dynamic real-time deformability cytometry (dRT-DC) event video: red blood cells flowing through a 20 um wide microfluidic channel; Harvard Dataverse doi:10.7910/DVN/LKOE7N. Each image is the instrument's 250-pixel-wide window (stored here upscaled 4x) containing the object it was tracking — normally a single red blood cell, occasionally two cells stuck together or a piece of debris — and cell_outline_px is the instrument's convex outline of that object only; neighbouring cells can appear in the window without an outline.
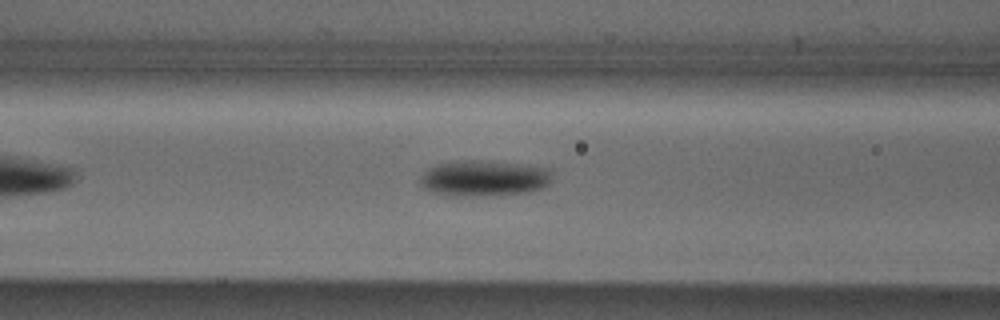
{"species": "Egyptian fruit bat (a non-hibernating species)", "species_latin": "Rousettus aegyptiacus", "temperature_condition": "cold", "stored_images_in_passage": 32, "camera_frame_rate_fps": 3000, "um_per_image_px": 0.085, "animal": {"sex": "male"}, "frame": {"image": 1, "passage_image": 7, "time_ms": 2.0, "image_size_px": [1000, 320], "cell_outline_px": [[552, 180], [548, 184], [540, 188], [524, 192], [472, 196], [452, 196], [432, 192], [424, 188], [420, 180], [420, 176], [428, 168], [436, 164], [456, 160], [492, 160], [528, 164], [548, 168], [552, 172]], "centroid_in_image_um": [41.14, 15.11], "position_along_channel_um": 125.5, "area_um2": 27.92}}
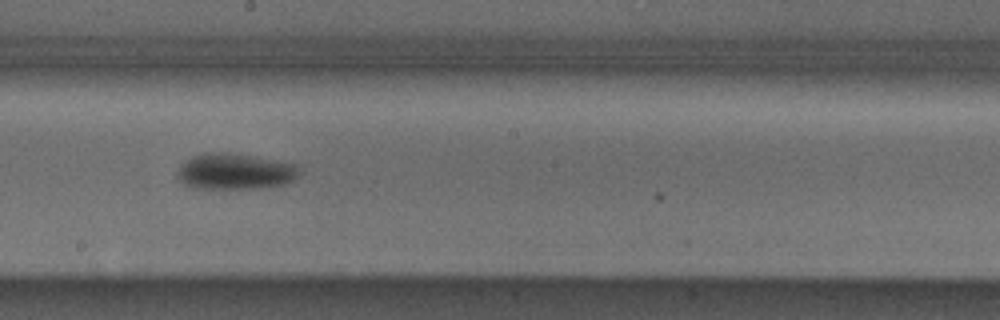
{"frame": {"image": 2, "passage_image": 15, "time_ms": 4.667, "image_size_px": [1000, 320], "cell_outline_px": [[300, 172], [292, 180], [284, 184], [260, 188], [196, 188], [184, 184], [176, 176], [180, 164], [184, 160], [192, 156], [204, 152], [228, 152], [256, 156], [296, 164], [300, 168]], "centroid_in_image_um": [19.94, 14.55], "position_along_channel_um": 228.3, "area_um2": 25.78}}
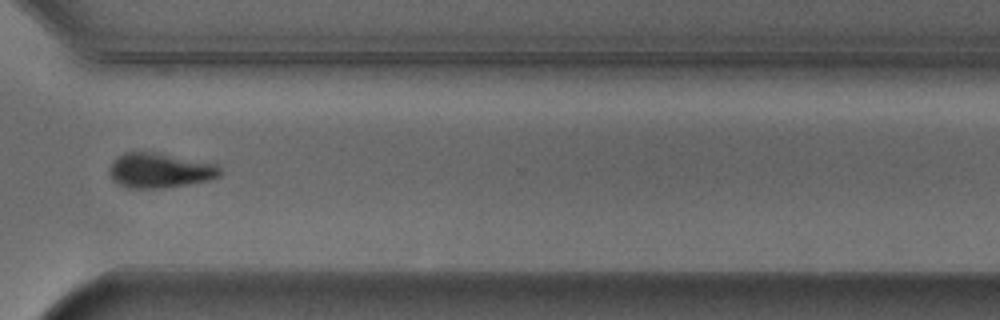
{"frame": {"image": 3, "passage_image": 25, "time_ms": 8.0, "image_size_px": [1000, 320], "cell_outline_px": [[220, 176], [208, 180], [164, 188], [128, 188], [112, 180], [108, 168], [112, 160], [116, 156], [124, 152], [152, 152], [216, 164], [220, 168]], "centroid_in_image_um": [13.51, 14.49], "position_along_channel_um": 357.1, "area_um2": 22.31}, "authors_computed_cell_mechanics": {"area_um2": 25.2008, "velocity_mm_per_s": 3.8661, "shape_relaxation_time_tau1_ms": 4.0559, "shape_relaxation_time_tau2_ms": null, "deformation_change_tau1": 0.1372, "deformation_change_tau2": null}}